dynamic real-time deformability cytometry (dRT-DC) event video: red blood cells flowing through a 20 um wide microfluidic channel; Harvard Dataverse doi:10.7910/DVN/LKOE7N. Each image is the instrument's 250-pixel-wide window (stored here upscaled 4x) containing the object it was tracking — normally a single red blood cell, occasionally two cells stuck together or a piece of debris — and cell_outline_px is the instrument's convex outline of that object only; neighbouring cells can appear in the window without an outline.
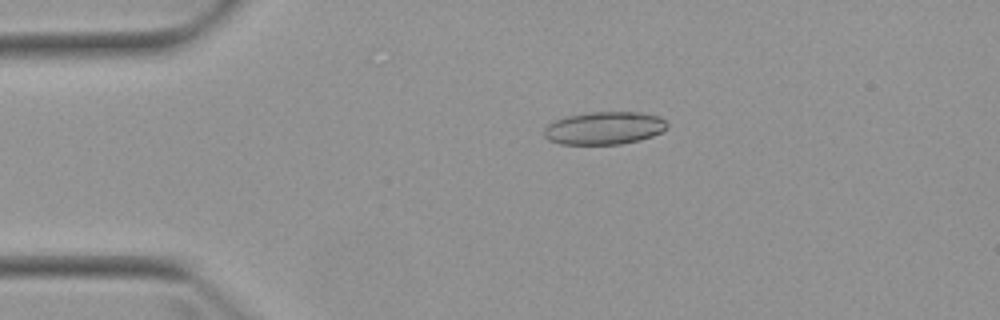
{"species": "Egyptian fruit bat (a non-hibernating species)", "species_latin": "Rousettus aegyptiacus", "temperature_condition": "warm", "stored_images_in_passage": 5, "camera_frame_rate_fps": 3000, "um_per_image_px": 0.085, "animal": {"sex": "female"}, "frame": {"image": 1, "passage_image": 4, "time_ms": 3.333, "image_size_px": [1000, 320], "cell_outline_px": [[668, 128], [652, 136], [640, 140], [620, 144], [560, 144], [548, 140], [544, 136], [544, 128], [548, 124], [556, 120], [568, 116], [592, 112], [640, 112], [660, 116], [668, 124]], "centroid_in_image_um": [51.38, 10.89], "position_along_channel_um": 33.6, "area_um2": 23.52}}